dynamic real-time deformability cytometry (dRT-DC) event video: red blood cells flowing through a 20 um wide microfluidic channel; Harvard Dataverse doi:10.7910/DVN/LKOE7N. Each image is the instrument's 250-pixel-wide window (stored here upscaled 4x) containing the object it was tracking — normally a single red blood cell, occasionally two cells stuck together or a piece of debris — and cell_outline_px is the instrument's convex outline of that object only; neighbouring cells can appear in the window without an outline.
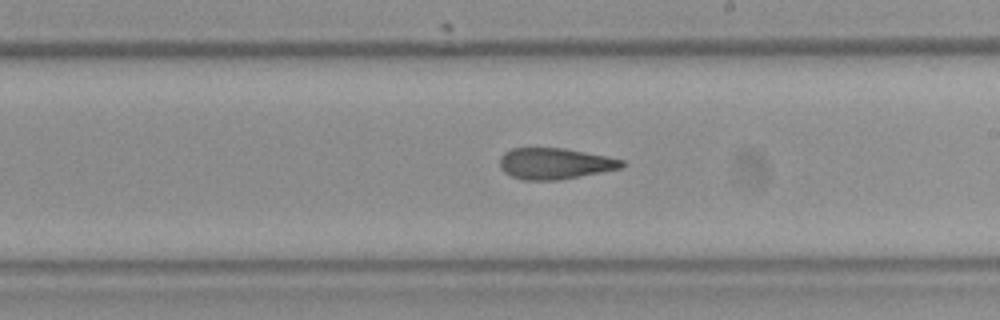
{"species": "Egyptian fruit bat (a non-hibernating species)", "species_latin": "Rousettus aegyptiacus", "temperature_condition": "room temperature", "stored_images_in_passage": 24, "camera_frame_rate_fps": 3000, "um_per_image_px": 0.085, "frame": {"image": 1, "passage_image": 11, "time_ms": 3.333, "image_size_px": [1000, 320], "cell_outline_px": [[628, 164], [624, 168], [560, 180], [524, 180], [512, 176], [504, 172], [500, 168], [500, 156], [504, 152], [512, 148], [564, 148], [608, 156], [624, 160]], "centroid_in_image_um": [47.21, 13.9], "position_along_channel_um": 241.8, "area_um2": 22.48}}